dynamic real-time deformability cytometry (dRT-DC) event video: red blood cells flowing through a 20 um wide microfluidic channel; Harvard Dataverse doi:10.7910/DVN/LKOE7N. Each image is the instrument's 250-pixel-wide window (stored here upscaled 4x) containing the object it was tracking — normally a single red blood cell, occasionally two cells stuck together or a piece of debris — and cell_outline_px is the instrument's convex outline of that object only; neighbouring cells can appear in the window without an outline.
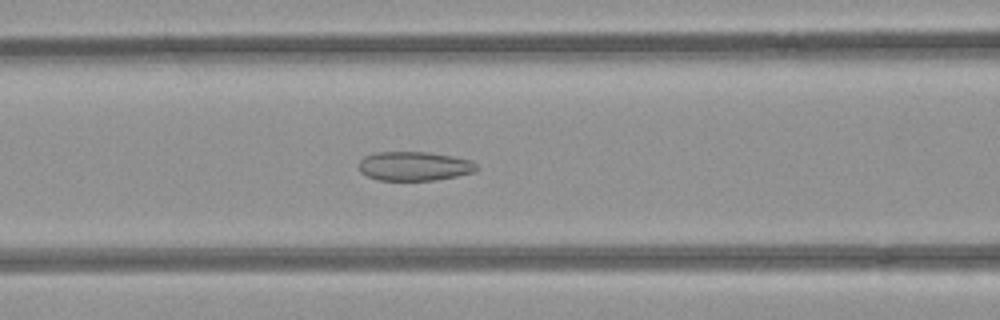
{"species": "common noctule bat (a hibernating species)", "species_latin": "Nyctalus noctula", "temperature_condition": "room temperature", "stored_images_in_passage": 52, "camera_frame_rate_fps": 3000, "um_per_image_px": 0.085, "animal": {"sex": "female", "body_mass_g": 21.9}, "frame": {"image": 1, "passage_image": 21, "time_ms": 6.667, "image_size_px": [1000, 320], "cell_outline_px": [[476, 168], [472, 172], [456, 176], [436, 180], [380, 180], [368, 176], [360, 172], [360, 160], [364, 156], [376, 152], [428, 152], [452, 156], [472, 160], [476, 164]], "centroid_in_image_um": [35.2, 14.11], "position_along_channel_um": 131.4, "area_um2": 19.83}}
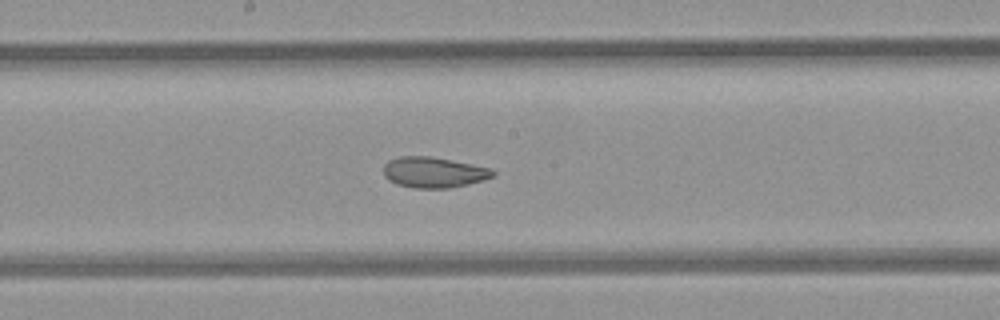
{"frame": {"image": 2, "passage_image": 27, "time_ms": 8.667, "image_size_px": [1000, 320], "cell_outline_px": [[496, 176], [484, 180], [468, 184], [448, 188], [416, 188], [396, 184], [388, 180], [384, 176], [384, 164], [388, 160], [400, 156], [432, 156], [492, 168], [496, 172]], "centroid_in_image_um": [36.89, 14.64], "position_along_channel_um": 211.3, "area_um2": 19.77}}
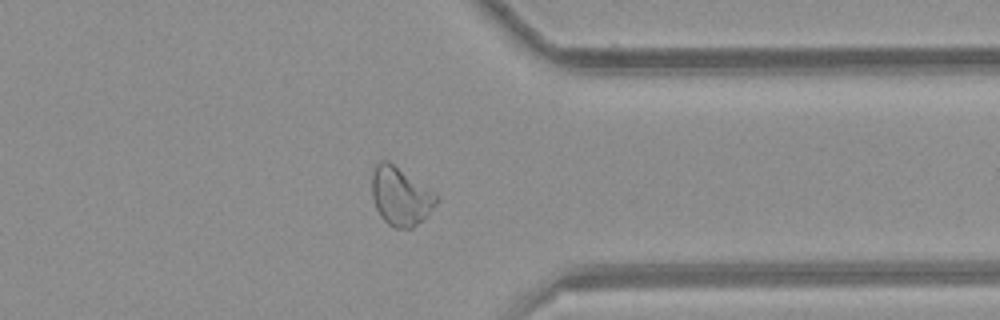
{"frame": {"image": 3, "passage_image": 40, "time_ms": 13.0, "image_size_px": [1000, 320], "cell_outline_px": [[440, 200], [412, 228], [396, 228], [388, 224], [380, 216], [376, 208], [372, 196], [372, 168], [380, 160], [388, 160], [432, 192]], "centroid_in_image_um": [33.98, 16.67], "position_along_channel_um": 377.4, "area_um2": 21.39}, "authors_computed_cell_mechanics": {"area_um2": 22.6576, "velocity_mm_per_s": 3.9836, "shape_relaxation_time_tau1_ms": null, "shape_relaxation_time_tau2_ms": 2.596, "deformation_change_tau1": null, "deformation_change_tau2": 0.0797}}